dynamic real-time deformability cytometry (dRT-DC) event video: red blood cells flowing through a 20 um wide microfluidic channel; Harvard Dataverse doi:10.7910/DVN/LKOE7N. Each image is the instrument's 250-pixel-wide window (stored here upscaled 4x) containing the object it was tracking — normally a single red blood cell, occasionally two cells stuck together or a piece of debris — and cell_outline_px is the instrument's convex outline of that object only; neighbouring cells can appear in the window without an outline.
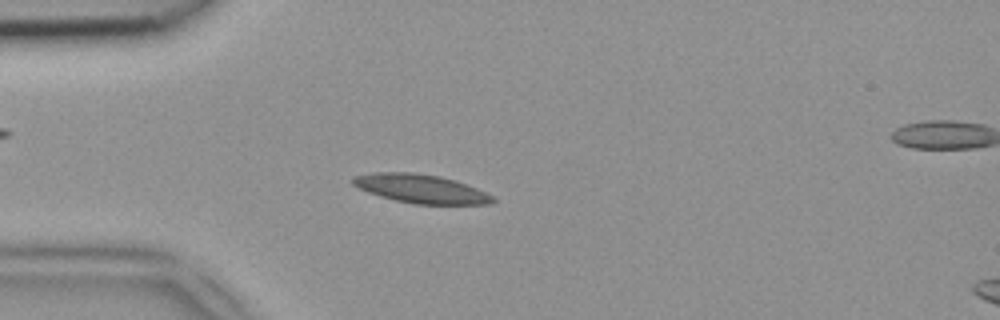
{"species": "common noctule bat (a hibernating species)", "species_latin": "Nyctalus noctula", "temperature_condition": "room temperature", "stored_images_in_passage": 47, "camera_frame_rate_fps": 3000, "um_per_image_px": 0.085, "animal": {"sex": "female", "body_mass_g": 18.4}, "frame": {"image": 1, "passage_image": 12, "time_ms": 3.667, "image_size_px": [1000, 320], "cell_outline_px": [[496, 200], [492, 204], [412, 204], [380, 196], [368, 192], [352, 184], [352, 176], [372, 172], [412, 172], [440, 176], [456, 180], [476, 188], [492, 196]], "centroid_in_image_um": [35.76, 16.03], "position_along_channel_um": 49.2, "area_um2": 23.41}}
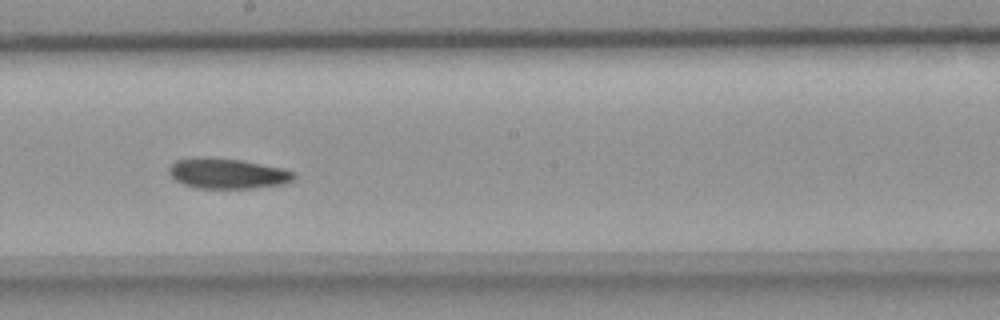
{"frame": {"image": 2, "passage_image": 26, "time_ms": 8.333, "image_size_px": [1000, 320], "cell_outline_px": [[296, 176], [292, 180], [284, 184], [256, 188], [196, 188], [184, 184], [176, 180], [168, 172], [168, 168], [176, 160], [240, 160], [280, 168], [292, 172]], "centroid_in_image_um": [19.37, 14.8], "position_along_channel_um": 228.8, "area_um2": 20.98}}
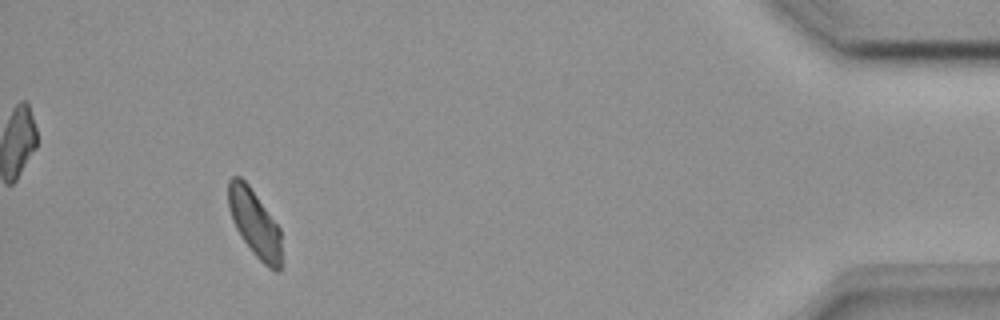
{"frame": {"image": 3, "passage_image": 44, "time_ms": 14.333, "image_size_px": [1000, 320], "cell_outline_px": [[280, 272], [276, 272], [268, 268], [252, 252], [236, 228], [232, 220], [228, 208], [228, 180], [232, 176], [240, 176], [248, 184], [280, 228]], "centroid_in_image_um": [21.62, 18.96], "position_along_channel_um": 413.6, "area_um2": 20.58}}